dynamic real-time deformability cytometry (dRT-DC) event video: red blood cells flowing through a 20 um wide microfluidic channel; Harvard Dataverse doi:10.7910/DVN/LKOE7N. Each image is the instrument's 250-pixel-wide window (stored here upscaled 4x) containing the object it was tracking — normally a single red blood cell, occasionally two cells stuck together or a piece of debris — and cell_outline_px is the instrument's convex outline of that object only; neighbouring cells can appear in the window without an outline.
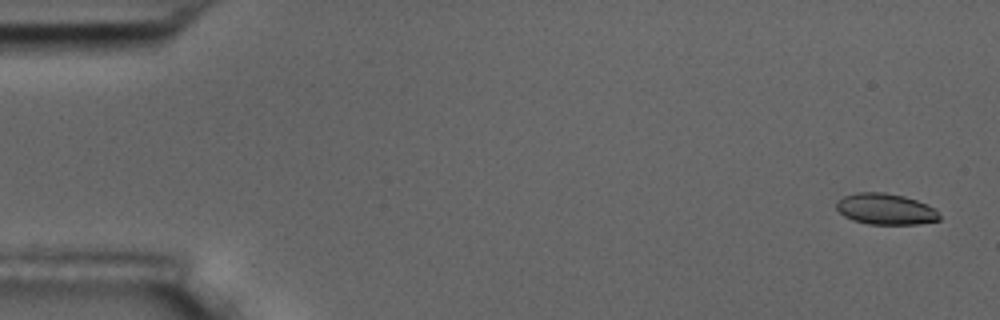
{"species": "common noctule bat (a hibernating species)", "species_latin": "Nyctalus noctula", "temperature_condition": "room temperature", "stored_images_in_passage": 15, "camera_frame_rate_fps": 3000, "um_per_image_px": 0.085, "animal": {"sex": "male", "body_mass_g": 17.5, "forearm_length_mm": 52.3}, "frame": {"image": 1, "passage_image": 1, "time_ms": 0.0, "image_size_px": [1000, 320], "cell_outline_px": [[940, 220], [920, 224], [868, 224], [852, 220], [844, 216], [836, 208], [836, 200], [844, 196], [856, 192], [884, 192], [904, 196], [928, 204], [936, 208], [940, 216]], "centroid_in_image_um": [75.28, 17.77], "position_along_channel_um": 9.7, "area_um2": 18.9}}
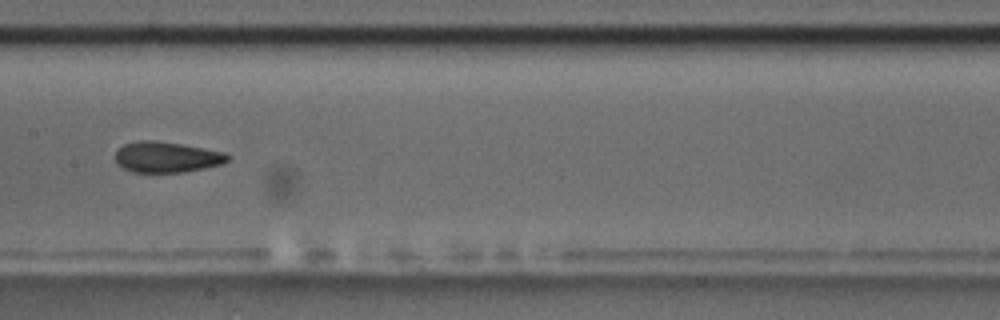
{"frame": {"image": 2, "passage_image": 8, "time_ms": 9.0, "image_size_px": [1000, 320], "cell_outline_px": [[232, 156], [224, 164], [184, 172], [132, 172], [116, 164], [116, 152], [124, 144], [140, 140], [148, 140], [180, 144], [224, 152]], "centroid_in_image_um": [14.18, 13.36], "position_along_channel_um": 193.2, "area_um2": 20.0}}
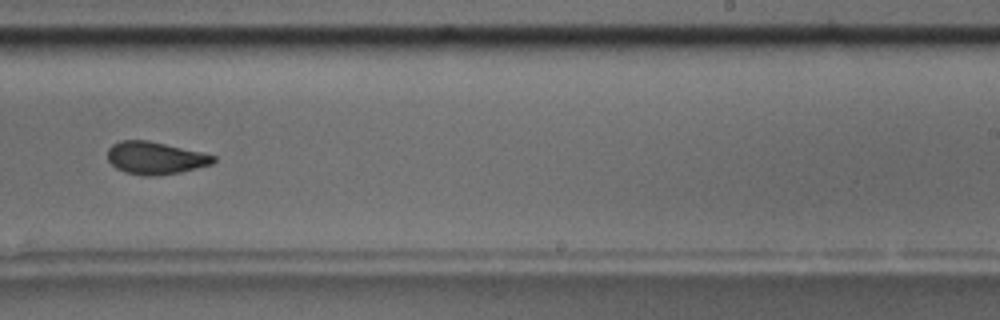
{"frame": {"image": 3, "passage_image": 10, "time_ms": 11.333, "image_size_px": [1000, 320], "cell_outline_px": [[216, 160], [212, 164], [180, 172], [156, 176], [144, 176], [124, 172], [116, 168], [108, 160], [108, 148], [112, 144], [120, 140], [148, 140], [200, 152], [216, 156]], "centroid_in_image_um": [13.17, 13.43], "position_along_channel_um": 275.8, "area_um2": 20.0}, "authors_computed_cell_mechanics": {"area_um2": 19.9988, "velocity_mm_per_s": 3.5551, "shape_relaxation_time_tau1_ms": 11.1401, "shape_relaxation_time_tau2_ms": 1.8718, "deformation_change_tau1": 0.2008, "deformation_change_tau2": 0.0766}}